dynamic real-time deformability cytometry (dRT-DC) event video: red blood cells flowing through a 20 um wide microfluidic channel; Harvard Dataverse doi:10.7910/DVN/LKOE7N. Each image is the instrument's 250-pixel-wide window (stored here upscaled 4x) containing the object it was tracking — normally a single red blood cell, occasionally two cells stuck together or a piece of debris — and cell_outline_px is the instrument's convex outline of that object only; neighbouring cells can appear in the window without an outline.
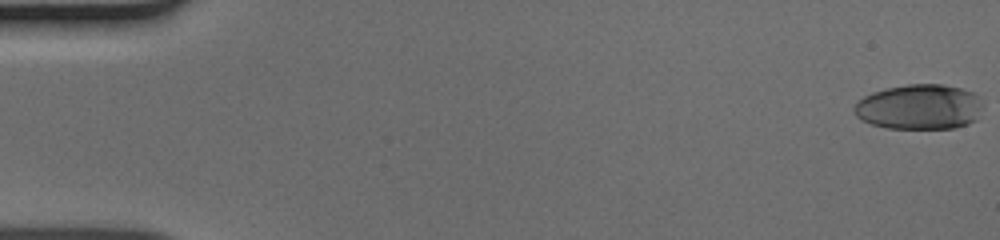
{"species": "human", "species_latin": "Homo sapiens", "temperature_condition": "cold", "stored_images_in_passage": 51, "camera_frame_rate_fps": 3000, "um_per_image_px": 0.085, "donor": {"sex": "male"}, "frame": {"image": 1, "passage_image": 1, "time_ms": 0.0, "image_size_px": [1000, 240], "cell_outline_px": [[980, 104], [976, 120], [968, 124], [952, 128], [888, 128], [872, 124], [860, 120], [856, 116], [852, 108], [864, 96], [872, 92], [888, 88], [908, 84], [944, 84], [960, 88], [972, 92], [976, 96]], "centroid_in_image_um": [78.09, 9.09], "position_along_channel_um": 6.9, "area_um2": 33.52}}
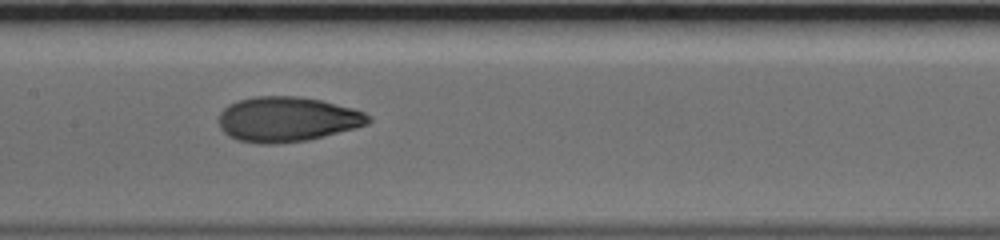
{"frame": {"image": 2, "passage_image": 26, "time_ms": 8.333, "image_size_px": [1000, 240], "cell_outline_px": [[372, 120], [368, 124], [356, 128], [308, 140], [276, 144], [260, 144], [236, 140], [228, 136], [220, 128], [220, 112], [228, 104], [240, 100], [256, 96], [296, 96], [320, 100], [352, 108], [364, 112]], "centroid_in_image_um": [24.4, 10.15], "position_along_channel_um": 183.0, "area_um2": 39.19}}
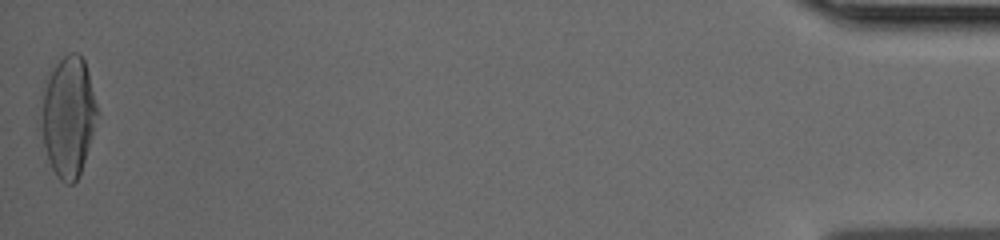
{"frame": {"image": 3, "passage_image": 51, "time_ms": 16.667, "image_size_px": [1000, 240], "cell_outline_px": [[100, 116], [80, 172], [76, 180], [72, 184], [64, 184], [56, 176], [48, 160], [36, 128], [36, 120], [44, 80], [56, 64], [68, 52], [76, 52], [84, 60], [88, 72], [100, 112]], "centroid_in_image_um": [5.74, 9.92], "position_along_channel_um": 429.5, "area_um2": 41.21}}